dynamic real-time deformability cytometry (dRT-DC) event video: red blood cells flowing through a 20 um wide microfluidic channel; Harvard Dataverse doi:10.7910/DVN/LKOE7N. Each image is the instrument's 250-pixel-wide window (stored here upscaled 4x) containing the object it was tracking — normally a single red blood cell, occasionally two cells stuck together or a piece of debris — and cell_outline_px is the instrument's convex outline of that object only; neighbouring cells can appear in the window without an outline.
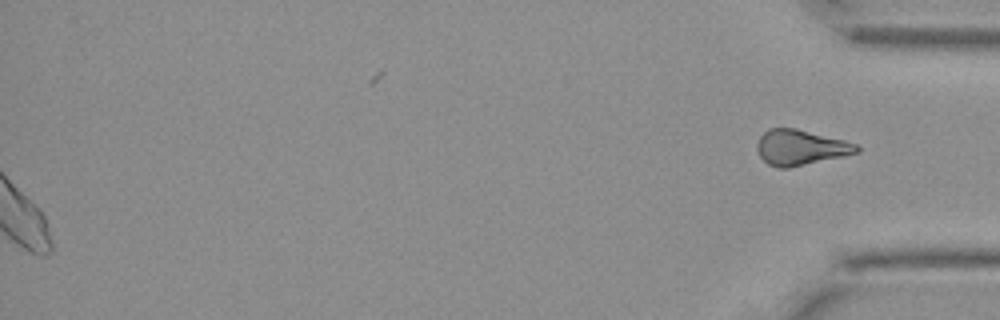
{"species": "Egyptian fruit bat (a non-hibernating species)", "species_latin": "Rousettus aegyptiacus", "temperature_condition": "cold", "stored_images_in_passage": 39, "segment_of_instrument_passage": [2, 2], "camera_frame_rate_fps": 3000, "um_per_image_px": 0.085, "animal": {"sex": "female"}, "frame": {"image": 1, "passage_image": 39, "time_ms": 12.667, "image_size_px": [1000, 320], "cell_outline_px": [[860, 152], [844, 156], [788, 168], [776, 168], [768, 164], [760, 156], [756, 148], [756, 144], [760, 136], [768, 128], [796, 128], [844, 140], [856, 144], [860, 148]], "centroid_in_image_um": [68.03, 12.53], "position_along_channel_um": 367.2, "area_um2": 20.58}}